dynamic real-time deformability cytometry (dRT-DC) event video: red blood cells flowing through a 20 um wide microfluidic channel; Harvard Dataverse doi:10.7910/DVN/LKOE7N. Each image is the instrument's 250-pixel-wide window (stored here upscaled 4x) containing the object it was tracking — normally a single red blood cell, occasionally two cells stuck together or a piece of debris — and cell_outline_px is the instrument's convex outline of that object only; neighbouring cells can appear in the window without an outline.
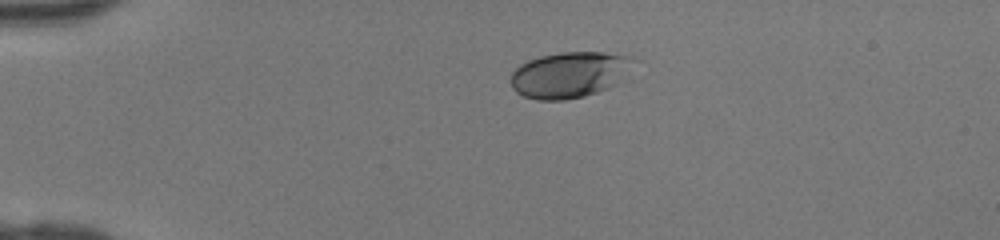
{"species": "human", "species_latin": "Homo sapiens", "temperature_condition": "room temperature", "stored_images_in_passage": 36, "camera_frame_rate_fps": 3000, "um_per_image_px": 0.085, "donor": {"sex": "female"}, "frame": {"image": 1, "passage_image": 1, "time_ms": 0.0, "image_size_px": [1000, 240], "cell_outline_px": [[628, 56], [616, 84], [608, 88], [584, 96], [564, 100], [536, 100], [524, 96], [516, 92], [512, 88], [508, 80], [512, 72], [520, 64], [528, 60], [540, 56], [560, 52], [604, 52]], "centroid_in_image_um": [48.18, 6.37], "position_along_channel_um": 36.8, "area_um2": 31.91}}
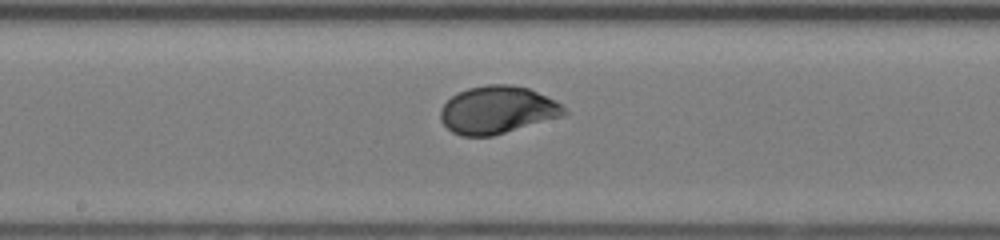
{"frame": {"image": 2, "passage_image": 16, "time_ms": 5.0, "image_size_px": [1000, 240], "cell_outline_px": [[568, 112], [560, 116], [492, 136], [460, 136], [452, 132], [440, 120], [440, 108], [452, 96], [468, 88], [488, 84], [512, 84], [528, 88], [556, 100]], "centroid_in_image_um": [42.24, 9.33], "position_along_channel_um": 206.0, "area_um2": 33.99}}
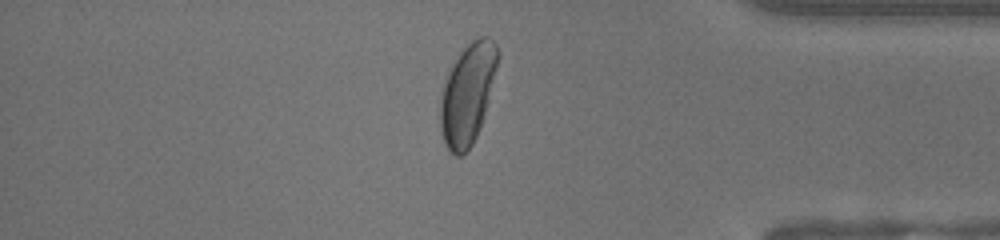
{"frame": {"image": 3, "passage_image": 30, "time_ms": 9.667, "image_size_px": [1000, 240], "cell_outline_px": [[500, 52], [480, 128], [472, 144], [460, 156], [456, 156], [444, 144], [440, 128], [440, 100], [444, 84], [448, 72], [460, 52], [472, 40], [480, 36], [488, 36], [496, 44]], "centroid_in_image_um": [39.73, 7.96], "position_along_channel_um": 395.5, "area_um2": 33.06}}